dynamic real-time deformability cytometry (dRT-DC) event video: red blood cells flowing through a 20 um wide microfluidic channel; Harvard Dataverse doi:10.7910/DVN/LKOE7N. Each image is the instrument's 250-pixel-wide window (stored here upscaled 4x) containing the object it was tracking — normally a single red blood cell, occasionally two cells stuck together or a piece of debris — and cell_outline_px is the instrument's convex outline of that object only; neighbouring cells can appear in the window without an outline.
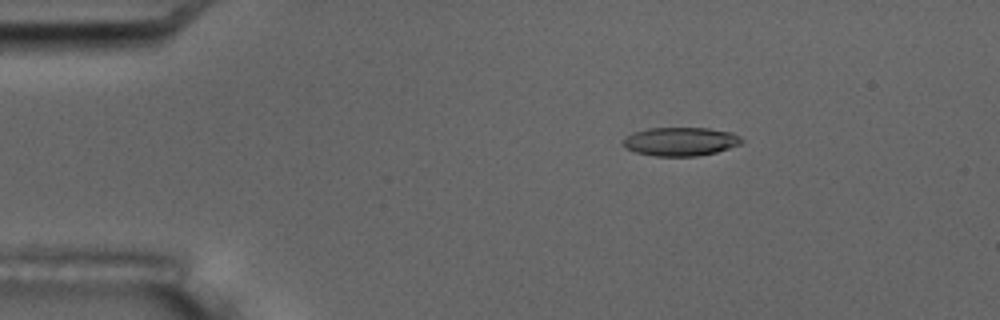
{"species": "common noctule bat (a hibernating species)", "species_latin": "Nyctalus noctula", "temperature_condition": "room temperature", "stored_images_in_passage": 5, "camera_frame_rate_fps": 3000, "um_per_image_px": 0.085, "animal": {"sex": "male", "body_mass_g": 17.5, "forearm_length_mm": 52.3}, "frame": {"image": 1, "passage_image": 3, "time_ms": 2.333, "image_size_px": [1000, 320], "cell_outline_px": [[744, 140], [740, 144], [716, 152], [700, 156], [656, 156], [636, 152], [628, 148], [624, 144], [624, 140], [632, 132], [648, 128], [708, 128], [732, 132], [740, 136]], "centroid_in_image_um": [57.89, 12.02], "position_along_channel_um": 27.1, "area_um2": 19.65}}